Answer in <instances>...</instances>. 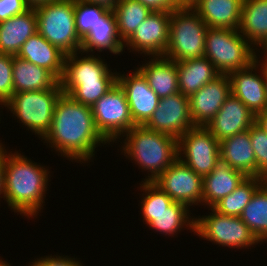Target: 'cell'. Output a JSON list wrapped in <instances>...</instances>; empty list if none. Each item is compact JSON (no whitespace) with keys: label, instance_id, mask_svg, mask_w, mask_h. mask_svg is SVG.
<instances>
[{"label":"cell","instance_id":"bcb514c9","mask_svg":"<svg viewBox=\"0 0 267 266\" xmlns=\"http://www.w3.org/2000/svg\"><path fill=\"white\" fill-rule=\"evenodd\" d=\"M0 266H10L9 264L4 263L2 260H0Z\"/></svg>","mask_w":267,"mask_h":266},{"label":"cell","instance_id":"8992f818","mask_svg":"<svg viewBox=\"0 0 267 266\" xmlns=\"http://www.w3.org/2000/svg\"><path fill=\"white\" fill-rule=\"evenodd\" d=\"M235 29L208 28L204 56L220 74L229 75L256 60L254 49Z\"/></svg>","mask_w":267,"mask_h":266},{"label":"cell","instance_id":"5b68a950","mask_svg":"<svg viewBox=\"0 0 267 266\" xmlns=\"http://www.w3.org/2000/svg\"><path fill=\"white\" fill-rule=\"evenodd\" d=\"M208 28L192 7L172 10L168 45L163 57L176 62L204 57Z\"/></svg>","mask_w":267,"mask_h":266},{"label":"cell","instance_id":"6da1fadb","mask_svg":"<svg viewBox=\"0 0 267 266\" xmlns=\"http://www.w3.org/2000/svg\"><path fill=\"white\" fill-rule=\"evenodd\" d=\"M43 139L66 157L79 161H88L97 143L108 142L96 128L91 107L64 93L56 103L51 128Z\"/></svg>","mask_w":267,"mask_h":266},{"label":"cell","instance_id":"603a6c76","mask_svg":"<svg viewBox=\"0 0 267 266\" xmlns=\"http://www.w3.org/2000/svg\"><path fill=\"white\" fill-rule=\"evenodd\" d=\"M246 177L243 172L231 168L220 160L213 171L203 177L202 202L213 207L225 196L232 193Z\"/></svg>","mask_w":267,"mask_h":266},{"label":"cell","instance_id":"ac0fdd59","mask_svg":"<svg viewBox=\"0 0 267 266\" xmlns=\"http://www.w3.org/2000/svg\"><path fill=\"white\" fill-rule=\"evenodd\" d=\"M258 60L249 66L229 74L231 93L237 97L254 115L267 108L266 86L264 76L253 74ZM251 70V72H250Z\"/></svg>","mask_w":267,"mask_h":266},{"label":"cell","instance_id":"d4e9b609","mask_svg":"<svg viewBox=\"0 0 267 266\" xmlns=\"http://www.w3.org/2000/svg\"><path fill=\"white\" fill-rule=\"evenodd\" d=\"M176 63L179 92L188 97L220 75L205 56Z\"/></svg>","mask_w":267,"mask_h":266},{"label":"cell","instance_id":"30bf717a","mask_svg":"<svg viewBox=\"0 0 267 266\" xmlns=\"http://www.w3.org/2000/svg\"><path fill=\"white\" fill-rule=\"evenodd\" d=\"M185 154V159L181 158ZM178 157L196 174H210L220 161L219 141L205 126H194L178 139Z\"/></svg>","mask_w":267,"mask_h":266},{"label":"cell","instance_id":"52a82bcc","mask_svg":"<svg viewBox=\"0 0 267 266\" xmlns=\"http://www.w3.org/2000/svg\"><path fill=\"white\" fill-rule=\"evenodd\" d=\"M62 94L59 83L51 89L14 93L5 106L11 109L25 126L44 138L51 128L53 112Z\"/></svg>","mask_w":267,"mask_h":266},{"label":"cell","instance_id":"e0dca14e","mask_svg":"<svg viewBox=\"0 0 267 266\" xmlns=\"http://www.w3.org/2000/svg\"><path fill=\"white\" fill-rule=\"evenodd\" d=\"M254 123L255 115L231 93L205 127L220 142L247 131Z\"/></svg>","mask_w":267,"mask_h":266},{"label":"cell","instance_id":"f546056e","mask_svg":"<svg viewBox=\"0 0 267 266\" xmlns=\"http://www.w3.org/2000/svg\"><path fill=\"white\" fill-rule=\"evenodd\" d=\"M121 41L126 42L152 12L137 0H119L113 8Z\"/></svg>","mask_w":267,"mask_h":266},{"label":"cell","instance_id":"7402d4cb","mask_svg":"<svg viewBox=\"0 0 267 266\" xmlns=\"http://www.w3.org/2000/svg\"><path fill=\"white\" fill-rule=\"evenodd\" d=\"M220 160L247 177H256V159L251 145L249 129L219 142Z\"/></svg>","mask_w":267,"mask_h":266},{"label":"cell","instance_id":"f6af8a7d","mask_svg":"<svg viewBox=\"0 0 267 266\" xmlns=\"http://www.w3.org/2000/svg\"><path fill=\"white\" fill-rule=\"evenodd\" d=\"M26 1L30 4L31 7H33L35 5H38L44 2L53 1V0H26Z\"/></svg>","mask_w":267,"mask_h":266},{"label":"cell","instance_id":"9c48e42d","mask_svg":"<svg viewBox=\"0 0 267 266\" xmlns=\"http://www.w3.org/2000/svg\"><path fill=\"white\" fill-rule=\"evenodd\" d=\"M91 109L97 130L108 142L136 126L125 92L118 82Z\"/></svg>","mask_w":267,"mask_h":266},{"label":"cell","instance_id":"277c9868","mask_svg":"<svg viewBox=\"0 0 267 266\" xmlns=\"http://www.w3.org/2000/svg\"><path fill=\"white\" fill-rule=\"evenodd\" d=\"M37 32L65 55L81 51L75 23V0H53L33 6Z\"/></svg>","mask_w":267,"mask_h":266},{"label":"cell","instance_id":"484cf974","mask_svg":"<svg viewBox=\"0 0 267 266\" xmlns=\"http://www.w3.org/2000/svg\"><path fill=\"white\" fill-rule=\"evenodd\" d=\"M155 59H151L148 64L146 63L138 69L146 78L150 88L160 99L178 93L176 61L169 60L163 56Z\"/></svg>","mask_w":267,"mask_h":266},{"label":"cell","instance_id":"8d00e7d4","mask_svg":"<svg viewBox=\"0 0 267 266\" xmlns=\"http://www.w3.org/2000/svg\"><path fill=\"white\" fill-rule=\"evenodd\" d=\"M30 8L26 0H0V22L22 14Z\"/></svg>","mask_w":267,"mask_h":266},{"label":"cell","instance_id":"f35d334b","mask_svg":"<svg viewBox=\"0 0 267 266\" xmlns=\"http://www.w3.org/2000/svg\"><path fill=\"white\" fill-rule=\"evenodd\" d=\"M37 266H82L81 263L71 258L61 257L54 258L52 256L41 258L34 262Z\"/></svg>","mask_w":267,"mask_h":266},{"label":"cell","instance_id":"d6986e66","mask_svg":"<svg viewBox=\"0 0 267 266\" xmlns=\"http://www.w3.org/2000/svg\"><path fill=\"white\" fill-rule=\"evenodd\" d=\"M37 32L34 7L0 22V53L17 56L25 41Z\"/></svg>","mask_w":267,"mask_h":266},{"label":"cell","instance_id":"83f0119b","mask_svg":"<svg viewBox=\"0 0 267 266\" xmlns=\"http://www.w3.org/2000/svg\"><path fill=\"white\" fill-rule=\"evenodd\" d=\"M118 38V39H117ZM124 42L120 40L117 21L113 10H108L90 32L82 39L81 52H88L96 48L102 51L109 49L114 54L123 51Z\"/></svg>","mask_w":267,"mask_h":266},{"label":"cell","instance_id":"ee69618b","mask_svg":"<svg viewBox=\"0 0 267 266\" xmlns=\"http://www.w3.org/2000/svg\"><path fill=\"white\" fill-rule=\"evenodd\" d=\"M262 65V68L263 70L261 71L263 76L265 77V86H266V97H267V60H265V63H263Z\"/></svg>","mask_w":267,"mask_h":266},{"label":"cell","instance_id":"ba28073f","mask_svg":"<svg viewBox=\"0 0 267 266\" xmlns=\"http://www.w3.org/2000/svg\"><path fill=\"white\" fill-rule=\"evenodd\" d=\"M146 196L142 199V213L146 223L155 230L166 234H174L186 223L195 231V220L189 219L188 206L174 202L152 181H145L141 184ZM188 221V222H187ZM186 222V223H185Z\"/></svg>","mask_w":267,"mask_h":266},{"label":"cell","instance_id":"4dcf8cb0","mask_svg":"<svg viewBox=\"0 0 267 266\" xmlns=\"http://www.w3.org/2000/svg\"><path fill=\"white\" fill-rule=\"evenodd\" d=\"M265 182L262 177H246L229 195L217 202L212 209L225 216L240 217L255 191Z\"/></svg>","mask_w":267,"mask_h":266},{"label":"cell","instance_id":"4fadbf2b","mask_svg":"<svg viewBox=\"0 0 267 266\" xmlns=\"http://www.w3.org/2000/svg\"><path fill=\"white\" fill-rule=\"evenodd\" d=\"M153 183L174 202L191 206L202 202L203 177L196 174L179 158L161 173Z\"/></svg>","mask_w":267,"mask_h":266},{"label":"cell","instance_id":"5bb4252c","mask_svg":"<svg viewBox=\"0 0 267 266\" xmlns=\"http://www.w3.org/2000/svg\"><path fill=\"white\" fill-rule=\"evenodd\" d=\"M231 94L230 77L220 74L189 96L190 115L195 126H206Z\"/></svg>","mask_w":267,"mask_h":266},{"label":"cell","instance_id":"ffe728a7","mask_svg":"<svg viewBox=\"0 0 267 266\" xmlns=\"http://www.w3.org/2000/svg\"><path fill=\"white\" fill-rule=\"evenodd\" d=\"M17 56L49 70L59 81L63 76L66 55L38 32L25 41Z\"/></svg>","mask_w":267,"mask_h":266},{"label":"cell","instance_id":"4316f807","mask_svg":"<svg viewBox=\"0 0 267 266\" xmlns=\"http://www.w3.org/2000/svg\"><path fill=\"white\" fill-rule=\"evenodd\" d=\"M59 83L49 70L13 56L14 93L51 89Z\"/></svg>","mask_w":267,"mask_h":266},{"label":"cell","instance_id":"60d3db41","mask_svg":"<svg viewBox=\"0 0 267 266\" xmlns=\"http://www.w3.org/2000/svg\"><path fill=\"white\" fill-rule=\"evenodd\" d=\"M0 145V195L4 194L5 151Z\"/></svg>","mask_w":267,"mask_h":266},{"label":"cell","instance_id":"7c38bea8","mask_svg":"<svg viewBox=\"0 0 267 266\" xmlns=\"http://www.w3.org/2000/svg\"><path fill=\"white\" fill-rule=\"evenodd\" d=\"M144 126L178 140L195 126L190 115L189 97L178 92L161 98L157 109Z\"/></svg>","mask_w":267,"mask_h":266},{"label":"cell","instance_id":"7bdbcfd3","mask_svg":"<svg viewBox=\"0 0 267 266\" xmlns=\"http://www.w3.org/2000/svg\"><path fill=\"white\" fill-rule=\"evenodd\" d=\"M198 0H176L179 7H193Z\"/></svg>","mask_w":267,"mask_h":266},{"label":"cell","instance_id":"1f68e13d","mask_svg":"<svg viewBox=\"0 0 267 266\" xmlns=\"http://www.w3.org/2000/svg\"><path fill=\"white\" fill-rule=\"evenodd\" d=\"M259 241L267 240V183L264 182L253 194L240 215Z\"/></svg>","mask_w":267,"mask_h":266},{"label":"cell","instance_id":"2e32d148","mask_svg":"<svg viewBox=\"0 0 267 266\" xmlns=\"http://www.w3.org/2000/svg\"><path fill=\"white\" fill-rule=\"evenodd\" d=\"M133 73L127 77L118 75L117 82L125 92L134 124L144 126L157 109L160 98L138 69Z\"/></svg>","mask_w":267,"mask_h":266},{"label":"cell","instance_id":"d6a6232c","mask_svg":"<svg viewBox=\"0 0 267 266\" xmlns=\"http://www.w3.org/2000/svg\"><path fill=\"white\" fill-rule=\"evenodd\" d=\"M117 81H90L83 83H60L64 94L74 101L92 107Z\"/></svg>","mask_w":267,"mask_h":266},{"label":"cell","instance_id":"44dd1931","mask_svg":"<svg viewBox=\"0 0 267 266\" xmlns=\"http://www.w3.org/2000/svg\"><path fill=\"white\" fill-rule=\"evenodd\" d=\"M244 0H198L192 7L209 28L239 29Z\"/></svg>","mask_w":267,"mask_h":266},{"label":"cell","instance_id":"ab89813d","mask_svg":"<svg viewBox=\"0 0 267 266\" xmlns=\"http://www.w3.org/2000/svg\"><path fill=\"white\" fill-rule=\"evenodd\" d=\"M255 124L267 134V108L255 115Z\"/></svg>","mask_w":267,"mask_h":266},{"label":"cell","instance_id":"e575fe53","mask_svg":"<svg viewBox=\"0 0 267 266\" xmlns=\"http://www.w3.org/2000/svg\"><path fill=\"white\" fill-rule=\"evenodd\" d=\"M249 136L256 159V177L267 179V134L255 123L249 128Z\"/></svg>","mask_w":267,"mask_h":266},{"label":"cell","instance_id":"cb8c5ba5","mask_svg":"<svg viewBox=\"0 0 267 266\" xmlns=\"http://www.w3.org/2000/svg\"><path fill=\"white\" fill-rule=\"evenodd\" d=\"M78 53L65 56L64 72L60 83H83L90 81H117L114 73H109L107 64L96 57L76 58Z\"/></svg>","mask_w":267,"mask_h":266},{"label":"cell","instance_id":"7a4b0ae2","mask_svg":"<svg viewBox=\"0 0 267 266\" xmlns=\"http://www.w3.org/2000/svg\"><path fill=\"white\" fill-rule=\"evenodd\" d=\"M44 169L20 154L8 156L5 152L3 196L11 209L27 216L37 214L48 182V173Z\"/></svg>","mask_w":267,"mask_h":266},{"label":"cell","instance_id":"836d02e7","mask_svg":"<svg viewBox=\"0 0 267 266\" xmlns=\"http://www.w3.org/2000/svg\"><path fill=\"white\" fill-rule=\"evenodd\" d=\"M109 9L82 0H75V23L78 36L83 39Z\"/></svg>","mask_w":267,"mask_h":266},{"label":"cell","instance_id":"74e56055","mask_svg":"<svg viewBox=\"0 0 267 266\" xmlns=\"http://www.w3.org/2000/svg\"><path fill=\"white\" fill-rule=\"evenodd\" d=\"M152 11H172L179 8L176 0H137Z\"/></svg>","mask_w":267,"mask_h":266},{"label":"cell","instance_id":"d590c367","mask_svg":"<svg viewBox=\"0 0 267 266\" xmlns=\"http://www.w3.org/2000/svg\"><path fill=\"white\" fill-rule=\"evenodd\" d=\"M13 94V56L0 53V100L5 104Z\"/></svg>","mask_w":267,"mask_h":266},{"label":"cell","instance_id":"b9f144b4","mask_svg":"<svg viewBox=\"0 0 267 266\" xmlns=\"http://www.w3.org/2000/svg\"><path fill=\"white\" fill-rule=\"evenodd\" d=\"M91 4L101 5L110 10H113L114 6L119 0H82Z\"/></svg>","mask_w":267,"mask_h":266},{"label":"cell","instance_id":"3957f363","mask_svg":"<svg viewBox=\"0 0 267 266\" xmlns=\"http://www.w3.org/2000/svg\"><path fill=\"white\" fill-rule=\"evenodd\" d=\"M126 133L124 153L152 173L145 181L153 182L178 159L177 139L143 125H136Z\"/></svg>","mask_w":267,"mask_h":266},{"label":"cell","instance_id":"8fae6325","mask_svg":"<svg viewBox=\"0 0 267 266\" xmlns=\"http://www.w3.org/2000/svg\"><path fill=\"white\" fill-rule=\"evenodd\" d=\"M212 215L195 219V233L222 246L247 247L260 242L240 217Z\"/></svg>","mask_w":267,"mask_h":266},{"label":"cell","instance_id":"9a60e30c","mask_svg":"<svg viewBox=\"0 0 267 266\" xmlns=\"http://www.w3.org/2000/svg\"><path fill=\"white\" fill-rule=\"evenodd\" d=\"M171 11H152L125 42L137 51L162 57L168 45Z\"/></svg>","mask_w":267,"mask_h":266},{"label":"cell","instance_id":"f1b7e54d","mask_svg":"<svg viewBox=\"0 0 267 266\" xmlns=\"http://www.w3.org/2000/svg\"><path fill=\"white\" fill-rule=\"evenodd\" d=\"M239 32L249 43L267 46V0H244Z\"/></svg>","mask_w":267,"mask_h":266}]
</instances>
